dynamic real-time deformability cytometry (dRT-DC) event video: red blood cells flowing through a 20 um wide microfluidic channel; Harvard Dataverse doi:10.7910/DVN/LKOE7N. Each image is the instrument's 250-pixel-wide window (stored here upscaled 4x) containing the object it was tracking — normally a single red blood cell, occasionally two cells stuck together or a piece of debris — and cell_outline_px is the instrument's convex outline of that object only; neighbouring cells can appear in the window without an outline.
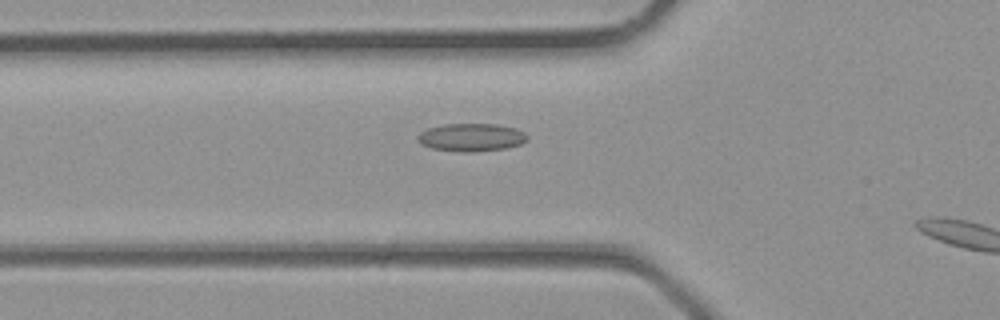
{"species": "common noctule bat (a hibernating species)", "species_latin": "Nyctalus noctula", "temperature_condition": "room temperature", "stored_images_in_passage": 4, "camera_frame_rate_fps": 3000, "um_per_image_px": 0.085, "animal": {"sex": "male", "body_mass_g": 23.1, "forearm_length_mm": 52.7}, "frame": {"image": 1, "passage_image": 3, "time_ms": 0.667, "image_size_px": [1000, 320], "cell_outline_px": [[528, 140], [520, 144], [508, 148], [472, 152], [460, 152], [432, 148], [420, 144], [416, 136], [420, 132], [428, 128], [444, 124], [496, 124], [516, 128], [524, 132], [528, 136]], "centroid_in_image_um": [40.07, 11.68], "position_along_channel_um": 85.7, "area_um2": 17.98}}